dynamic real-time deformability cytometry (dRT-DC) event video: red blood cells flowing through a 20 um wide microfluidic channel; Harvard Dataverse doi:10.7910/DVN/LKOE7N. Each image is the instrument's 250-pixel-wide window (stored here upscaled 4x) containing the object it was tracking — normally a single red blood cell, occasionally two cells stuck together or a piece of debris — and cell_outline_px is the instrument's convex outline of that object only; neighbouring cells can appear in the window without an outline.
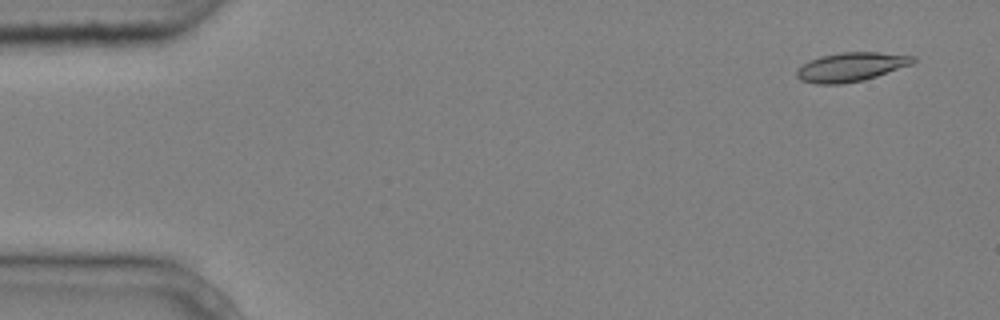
{"species": "common noctule bat (a hibernating species)", "species_latin": "Nyctalus noctula", "temperature_condition": "cold", "stored_images_in_passage": 3, "camera_frame_rate_fps": 3000, "um_per_image_px": 0.085, "animal": {"sex": "male", "body_mass_g": 20.4}, "frame": {"image": 1, "passage_image": 1, "time_ms": 0.0, "image_size_px": [1000, 320], "cell_outline_px": [[916, 60], [912, 64], [864, 80], [840, 84], [816, 84], [800, 80], [796, 76], [796, 68], [808, 60], [820, 56], [840, 52], [880, 52], [916, 56]], "centroid_in_image_um": [72.3, 5.68], "position_along_channel_um": 12.7, "area_um2": 19.83}}